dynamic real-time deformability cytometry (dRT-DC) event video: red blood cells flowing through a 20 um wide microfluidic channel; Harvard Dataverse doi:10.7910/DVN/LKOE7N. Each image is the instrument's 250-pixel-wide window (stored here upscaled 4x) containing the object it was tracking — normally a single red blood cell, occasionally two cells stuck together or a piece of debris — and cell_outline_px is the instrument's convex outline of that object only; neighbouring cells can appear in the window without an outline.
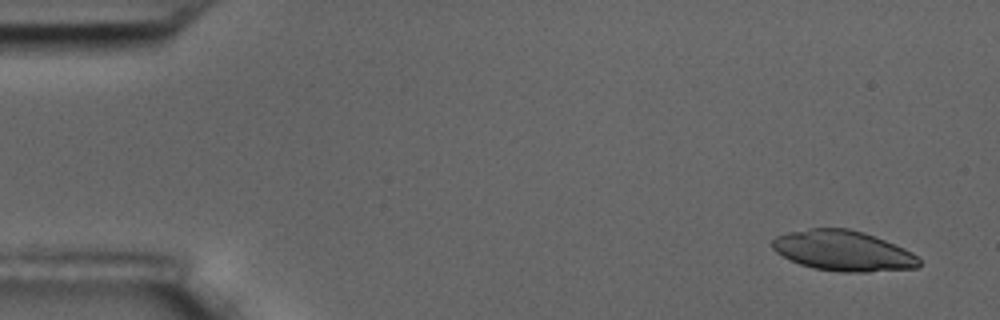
{"species": "common noctule bat (a hibernating species)", "species_latin": "Nyctalus noctula", "temperature_condition": "room temperature", "stored_images_in_passage": 4, "camera_frame_rate_fps": 3000, "um_per_image_px": 0.085, "animal": {"sex": "male", "body_mass_g": 17.5, "forearm_length_mm": 52.3}, "frame": {"image": 1, "passage_image": 1, "time_ms": 0.0, "image_size_px": [1000, 320], "cell_outline_px": [[920, 264], [916, 268], [868, 272], [840, 272], [812, 268], [800, 264], [776, 252], [772, 248], [772, 240], [776, 236], [788, 232], [812, 228], [848, 228], [864, 232], [876, 236], [904, 248], [912, 252], [920, 260]], "centroid_in_image_um": [71.68, 21.31], "position_along_channel_um": 13.3, "area_um2": 34.56}}